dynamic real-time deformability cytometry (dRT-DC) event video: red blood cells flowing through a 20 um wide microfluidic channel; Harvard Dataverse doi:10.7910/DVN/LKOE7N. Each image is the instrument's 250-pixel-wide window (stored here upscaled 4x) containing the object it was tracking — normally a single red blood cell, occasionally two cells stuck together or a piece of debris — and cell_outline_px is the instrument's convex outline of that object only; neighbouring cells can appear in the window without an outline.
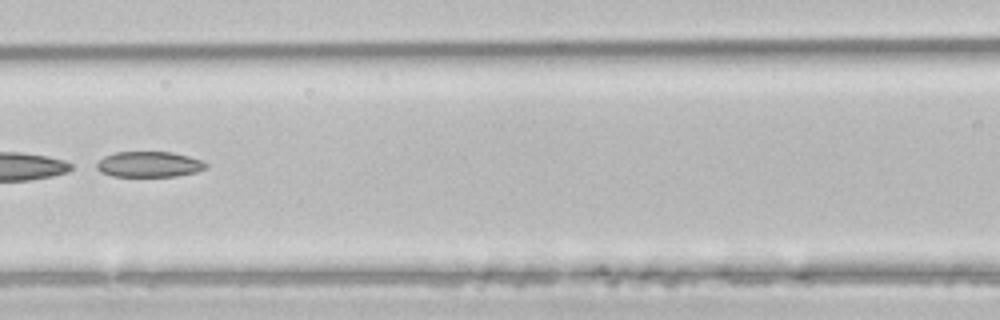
{"species": "common noctule bat (a hibernating species)", "species_latin": "Nyctalus noctula", "temperature_condition": "room temperature", "stored_images_in_passage": 47, "segment_of_instrument_passage": [2, 2], "camera_frame_rate_fps": 3000, "um_per_image_px": 0.085, "animal": {"sex": "male", "body_mass_g": 21.5, "forearm_length_mm": 52.0}, "frame": {"image": 1, "passage_image": 21, "time_ms": 6.667, "image_size_px": [1000, 320], "cell_outline_px": [[208, 168], [196, 172], [176, 176], [112, 176], [100, 172], [96, 168], [96, 164], [104, 156], [116, 152], [172, 152], [188, 156], [200, 160], [208, 164]], "centroid_in_image_um": [12.68, 13.97], "position_along_channel_um": 153.9, "area_um2": 16.3}}
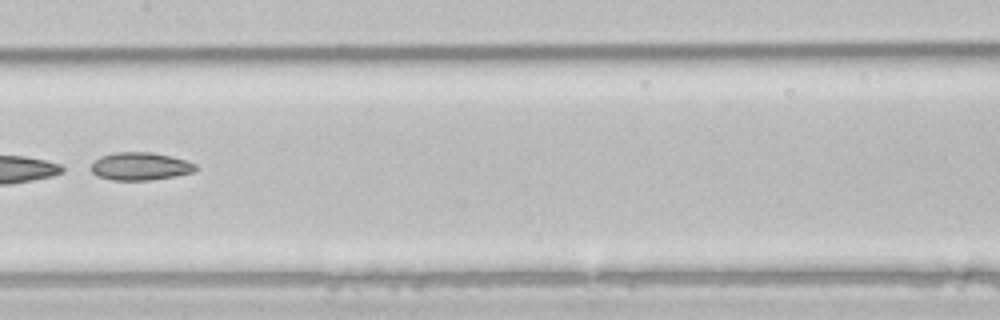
{"frame": {"image": 2, "passage_image": 24, "time_ms": 7.667, "image_size_px": [1000, 320], "cell_outline_px": [[200, 168], [196, 172], [176, 176], [152, 180], [112, 180], [96, 176], [92, 172], [92, 164], [100, 156], [116, 152], [152, 152], [184, 160], [196, 164]], "centroid_in_image_um": [11.96, 14.15], "position_along_channel_um": 195.4, "area_um2": 17.05}}